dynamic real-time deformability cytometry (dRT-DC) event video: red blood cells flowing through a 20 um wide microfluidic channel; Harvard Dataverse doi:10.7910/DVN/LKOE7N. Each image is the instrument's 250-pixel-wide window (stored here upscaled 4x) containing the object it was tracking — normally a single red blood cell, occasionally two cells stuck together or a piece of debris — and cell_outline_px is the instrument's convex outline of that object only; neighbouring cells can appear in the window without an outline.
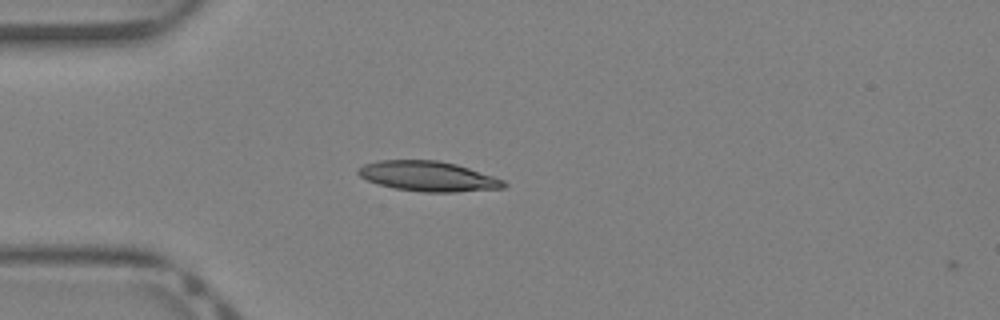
{"species": "Egyptian fruit bat (a non-hibernating species)", "species_latin": "Rousettus aegyptiacus", "temperature_condition": "warm", "stored_images_in_passage": 2, "camera_frame_rate_fps": 3000, "um_per_image_px": 0.085, "animal": {"sex": "female"}, "frame": {"image": 1, "passage_image": 1, "time_ms": 0.0, "image_size_px": [1000, 320], "cell_outline_px": [[508, 184], [504, 188], [456, 192], [424, 192], [396, 188], [380, 184], [368, 180], [360, 176], [356, 172], [364, 164], [380, 160], [436, 160], [456, 164], [504, 180]], "centroid_in_image_um": [36.41, 14.98], "position_along_channel_um": 48.6, "area_um2": 25.2}}